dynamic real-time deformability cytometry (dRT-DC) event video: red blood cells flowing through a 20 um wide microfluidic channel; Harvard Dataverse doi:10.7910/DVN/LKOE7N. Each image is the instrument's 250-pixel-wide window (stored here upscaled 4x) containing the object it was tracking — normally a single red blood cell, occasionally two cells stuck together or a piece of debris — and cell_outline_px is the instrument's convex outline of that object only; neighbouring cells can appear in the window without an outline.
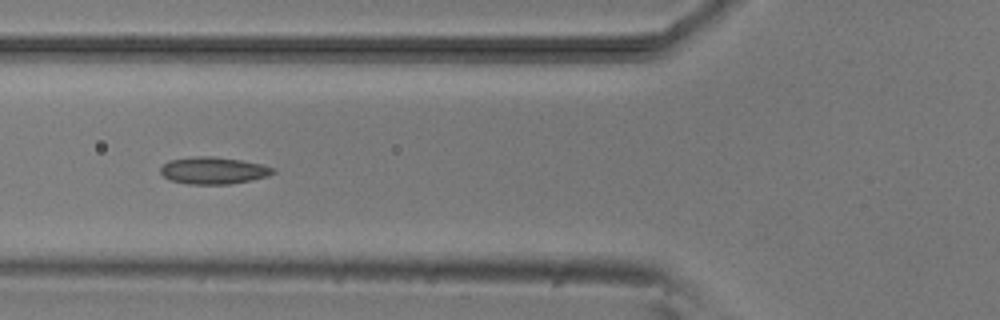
{"species": "common noctule bat (a hibernating species)", "species_latin": "Nyctalus noctula", "temperature_condition": "room temperature", "stored_images_in_passage": 7, "camera_frame_rate_fps": 3000, "um_per_image_px": 0.085, "animal": {"sex": "male", "body_mass_g": 20.5, "forearm_length_mm": 52.5}, "frame": {"image": 1, "passage_image": 5, "time_ms": 5.333, "image_size_px": [1000, 320], "cell_outline_px": [[276, 172], [268, 176], [252, 180], [228, 184], [188, 184], [168, 180], [160, 172], [160, 168], [168, 160], [196, 156], [212, 156], [240, 160], [264, 164], [276, 168]], "centroid_in_image_um": [18.16, 14.49], "position_along_channel_um": 107.6, "area_um2": 17.92}}
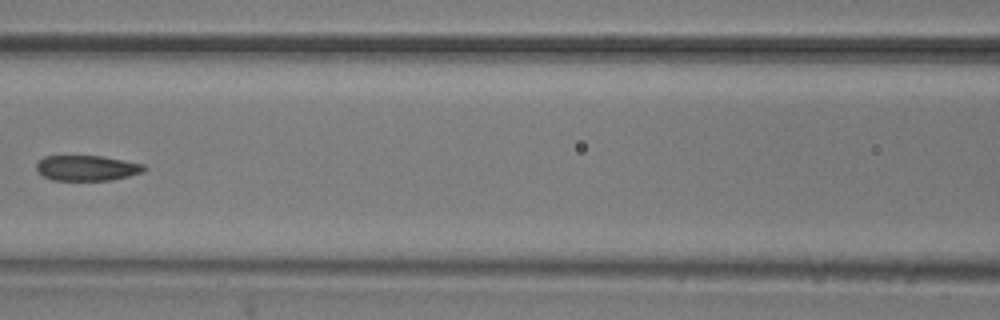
{"frame": {"image": 2, "passage_image": 6, "time_ms": 6.667, "image_size_px": [1000, 320], "cell_outline_px": [[148, 168], [144, 172], [112, 180], [52, 180], [36, 172], [36, 164], [44, 156], [104, 156], [144, 164]], "centroid_in_image_um": [7.4, 14.28], "position_along_channel_um": 159.2, "area_um2": 16.07}}